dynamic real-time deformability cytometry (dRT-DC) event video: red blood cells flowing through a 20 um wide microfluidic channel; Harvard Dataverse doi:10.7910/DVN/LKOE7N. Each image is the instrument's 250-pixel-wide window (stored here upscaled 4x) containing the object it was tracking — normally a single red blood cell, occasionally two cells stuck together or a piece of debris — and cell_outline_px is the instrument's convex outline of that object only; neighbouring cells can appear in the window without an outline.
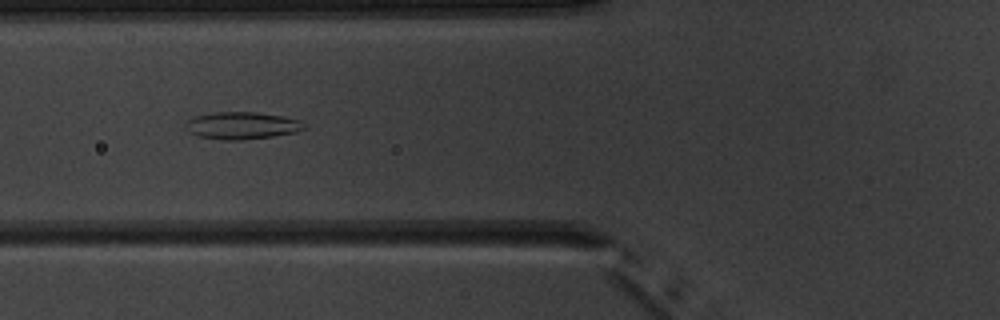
{"species": "common noctule bat (a hibernating species)", "species_latin": "Nyctalus noctula", "temperature_condition": "warm", "stored_images_in_passage": 6, "camera_frame_rate_fps": 3000, "um_per_image_px": 0.085, "animal": {"sex": "male", "body_mass_g": 20.1, "forearm_length_mm": 53.5}, "frame": {"image": 1, "passage_image": 6, "time_ms": 5.667, "image_size_px": [1000, 320], "cell_outline_px": [[304, 128], [296, 132], [272, 136], [240, 140], [224, 140], [196, 136], [188, 132], [184, 128], [184, 124], [188, 120], [196, 116], [212, 112], [256, 112], [284, 116], [300, 120]], "centroid_in_image_um": [20.49, 10.67], "position_along_channel_um": 105.3, "area_um2": 18.84}}